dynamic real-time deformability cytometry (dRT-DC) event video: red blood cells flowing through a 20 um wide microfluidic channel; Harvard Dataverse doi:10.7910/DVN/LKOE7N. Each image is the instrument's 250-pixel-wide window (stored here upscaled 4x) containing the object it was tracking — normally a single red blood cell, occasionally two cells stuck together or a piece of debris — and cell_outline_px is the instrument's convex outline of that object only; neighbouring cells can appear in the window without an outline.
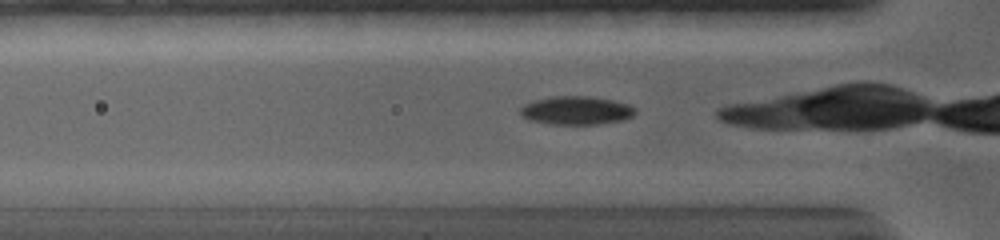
{"species": "common noctule bat (a hibernating species)", "species_latin": "Nyctalus noctula", "temperature_condition": "warm", "stored_images_in_passage": 74, "camera_frame_rate_fps": 5000, "um_per_image_px": 0.085, "animal": {"sex": "female", "body_mass_g": 19.0, "forearm_length_mm": 56.7}, "frame": {"image": 1, "passage_image": 13, "time_ms": 2.0, "image_size_px": [1000, 240], "cell_outline_px": [[636, 112], [632, 116], [624, 120], [600, 124], [548, 124], [528, 120], [520, 116], [520, 108], [524, 104], [532, 100], [552, 96], [588, 96], [612, 100], [628, 104], [636, 108]], "centroid_in_image_um": [48.95, 9.39], "position_along_channel_um": 76.8, "area_um2": 19.31}}
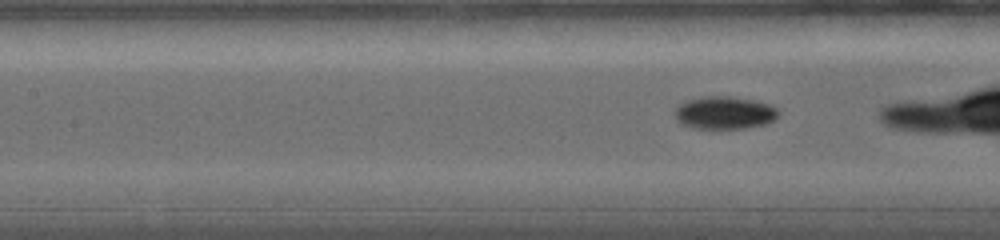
{"frame": {"image": 2, "passage_image": 26, "time_ms": 3.8, "image_size_px": [1000, 240], "cell_outline_px": [[780, 116], [776, 120], [764, 124], [744, 128], [692, 128], [680, 124], [676, 120], [676, 108], [680, 104], [688, 100], [700, 96], [732, 96], [756, 100], [768, 104], [776, 108], [780, 112]], "centroid_in_image_um": [61.61, 9.58], "position_along_channel_um": 145.8, "area_um2": 19.94}}
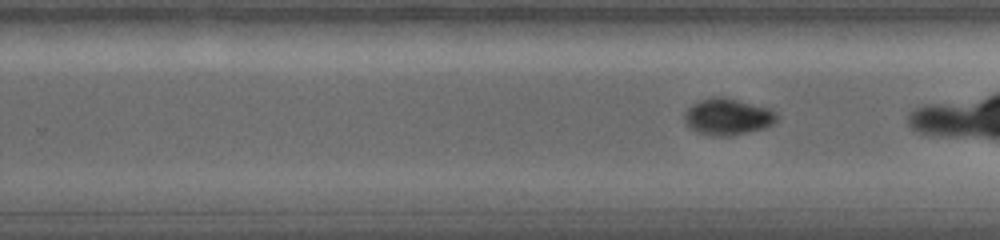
{"frame": {"image": 3, "passage_image": 50, "time_ms": 7.0, "image_size_px": [1000, 240], "cell_outline_px": [[780, 116], [772, 124], [764, 128], [748, 132], [728, 136], [712, 136], [696, 132], [684, 120], [684, 112], [692, 104], [700, 100], [712, 96], [724, 96], [768, 108], [776, 112]], "centroid_in_image_um": [61.85, 9.91], "position_along_channel_um": 268.0, "area_um2": 19.71}}